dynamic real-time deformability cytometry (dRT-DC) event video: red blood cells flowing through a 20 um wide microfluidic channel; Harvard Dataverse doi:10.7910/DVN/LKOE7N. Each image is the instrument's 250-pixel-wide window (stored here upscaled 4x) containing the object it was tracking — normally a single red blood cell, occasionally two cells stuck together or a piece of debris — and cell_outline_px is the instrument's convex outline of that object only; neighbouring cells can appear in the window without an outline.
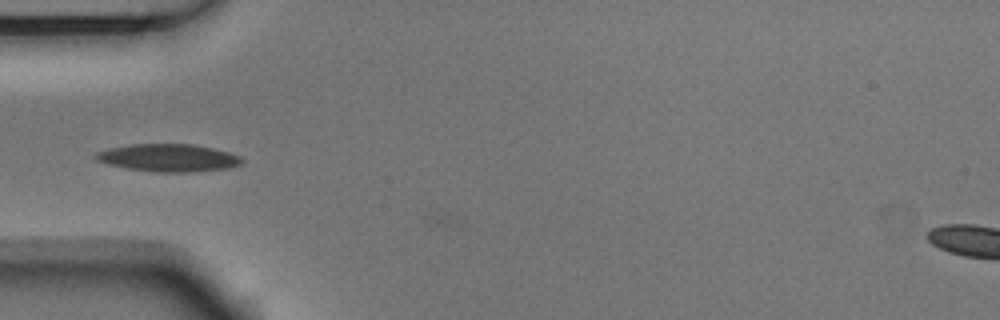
{"species": "Egyptian fruit bat (a non-hibernating species)", "species_latin": "Rousettus aegyptiacus", "temperature_condition": "room temperature", "stored_images_in_passage": 33, "camera_frame_rate_fps": 3000, "um_per_image_px": 0.085, "animal": {"sex": "male"}, "frame": {"image": 1, "passage_image": 1, "time_ms": 0.0, "image_size_px": [1000, 320], "cell_outline_px": [[244, 160], [240, 164], [228, 168], [188, 172], [156, 172], [128, 168], [108, 164], [96, 160], [92, 156], [96, 152], [108, 148], [128, 144], [192, 144], [212, 148], [228, 152], [240, 156]], "centroid_in_image_um": [14.27, 13.4], "position_along_channel_um": 70.7, "area_um2": 23.47}}
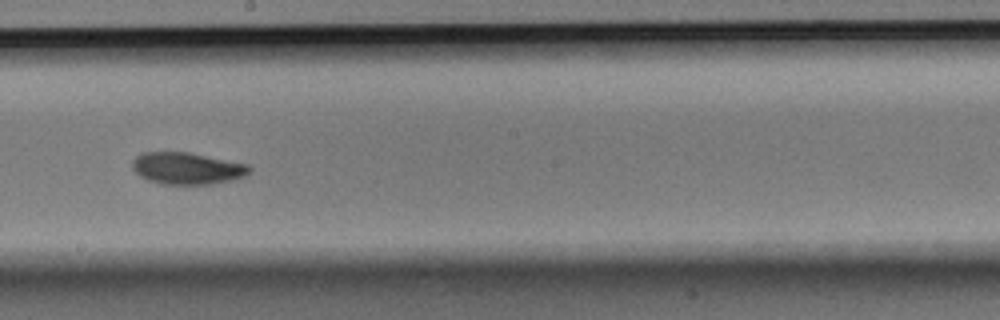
{"frame": {"image": 2, "passage_image": 14, "time_ms": 4.333, "image_size_px": [1000, 320], "cell_outline_px": [[252, 172], [244, 176], [232, 180], [212, 184], [160, 184], [148, 180], [140, 176], [132, 168], [132, 160], [136, 156], [144, 152], [188, 152], [248, 164], [252, 168]], "centroid_in_image_um": [15.91, 14.31], "position_along_channel_um": 232.3, "area_um2": 21.85}}
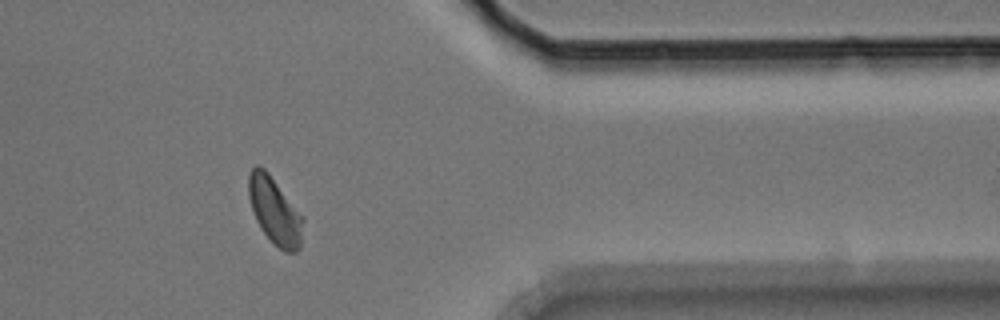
{"frame": {"image": 3, "passage_image": 28, "time_ms": 9.0, "image_size_px": [1000, 320], "cell_outline_px": [[304, 220], [300, 248], [296, 252], [284, 252], [272, 244], [260, 228], [256, 220], [248, 196], [248, 172], [256, 164], [260, 164], [268, 172], [304, 216]], "centroid_in_image_um": [23.35, 17.93], "position_along_channel_um": 388.0, "area_um2": 21.68}, "authors_computed_cell_mechanics": {"area_um2": 21.4438, "velocity_mm_per_s": 3.7058, "shape_relaxation_time_tau1_ms": 2.7927, "shape_relaxation_time_tau2_ms": 4.927, "deformation_change_tau1": 0.1369, "deformation_change_tau2": 0.1005}}